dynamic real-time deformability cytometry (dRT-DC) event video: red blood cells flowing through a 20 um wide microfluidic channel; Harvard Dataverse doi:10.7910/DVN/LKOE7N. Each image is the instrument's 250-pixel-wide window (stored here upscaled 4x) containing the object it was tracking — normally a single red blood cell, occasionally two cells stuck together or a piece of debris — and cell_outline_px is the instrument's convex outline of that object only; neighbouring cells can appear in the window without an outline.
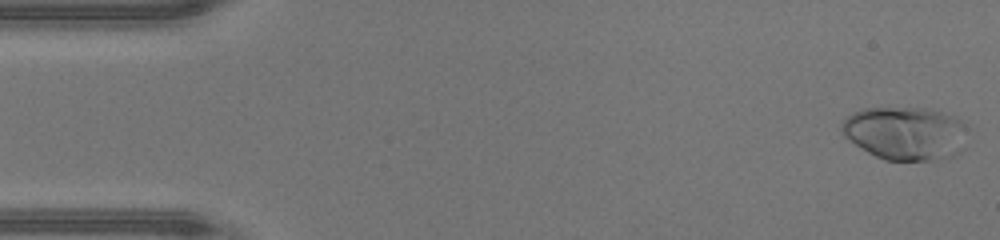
{"species": "human", "species_latin": "Homo sapiens", "temperature_condition": "warm", "stored_images_in_passage": 47, "camera_frame_rate_fps": 3000, "um_per_image_px": 0.085, "donor": {"sex": "male"}, "frame": {"image": 1, "passage_image": 1, "time_ms": 0.0, "image_size_px": [1000, 240], "cell_outline_px": [[964, 124], [956, 156], [928, 160], [884, 160], [868, 152], [844, 136], [840, 128], [840, 124], [852, 112], [864, 108], [924, 108], [956, 116]], "centroid_in_image_um": [76.86, 11.31], "position_along_channel_um": 8.1, "area_um2": 38.32}}
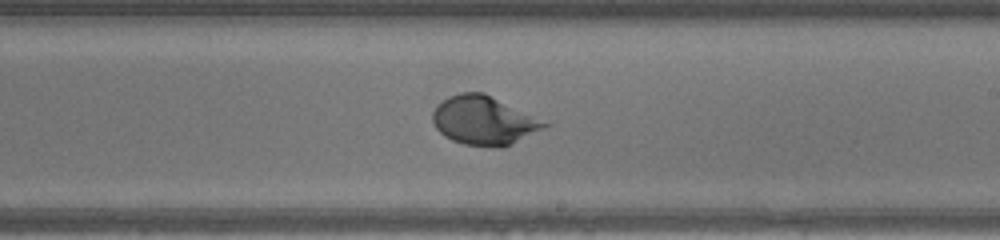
{"frame": {"image": 2, "passage_image": 27, "time_ms": 8.667, "image_size_px": [1000, 240], "cell_outline_px": [[552, 124], [504, 148], [500, 148], [464, 144], [452, 140], [444, 136], [436, 128], [432, 120], [432, 112], [448, 96], [460, 92], [484, 92], [552, 120]], "centroid_in_image_um": [41.25, 10.23], "position_along_channel_um": 247.7, "area_um2": 32.71}}
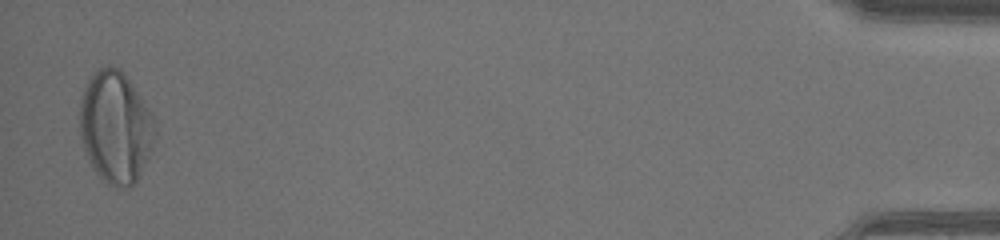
{"frame": {"image": 3, "passage_image": 46, "time_ms": 15.0, "image_size_px": [1000, 240], "cell_outline_px": [[156, 132], [152, 148], [136, 180], [128, 188], [120, 188], [104, 184], [92, 168], [88, 160], [80, 136], [80, 96], [92, 72], [108, 64], [112, 64], [120, 68], [124, 72], [156, 120]], "centroid_in_image_um": [9.8, 10.79], "position_along_channel_um": 425.4, "area_um2": 49.53}, "authors_computed_cell_mechanics": {"area_um2": 32.8882, "velocity_mm_per_s": 4.3723, "shape_relaxation_time_tau1_ms": 3.0757, "shape_relaxation_time_tau2_ms": null, "deformation_change_tau1": 0.2235, "deformation_change_tau2": null}}